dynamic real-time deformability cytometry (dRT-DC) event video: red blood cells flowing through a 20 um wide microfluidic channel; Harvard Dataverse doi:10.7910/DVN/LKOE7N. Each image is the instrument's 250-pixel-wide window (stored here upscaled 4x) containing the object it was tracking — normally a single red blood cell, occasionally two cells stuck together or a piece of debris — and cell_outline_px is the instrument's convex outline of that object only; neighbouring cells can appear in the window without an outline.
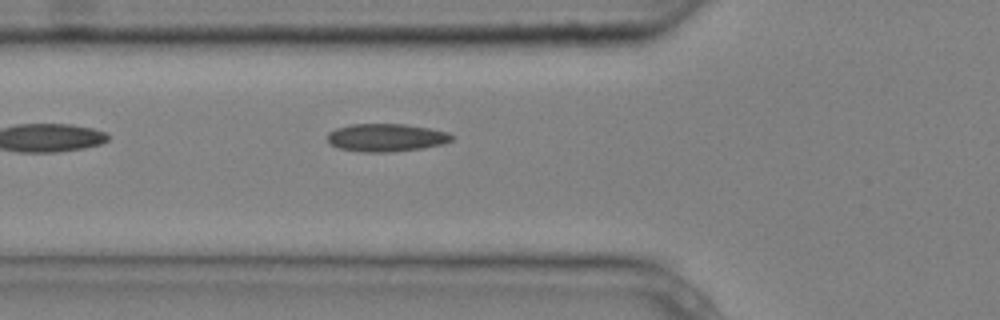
{"species": "common noctule bat (a hibernating species)", "species_latin": "Nyctalus noctula", "temperature_condition": "cold", "stored_images_in_passage": 5, "camera_frame_rate_fps": 3000, "um_per_image_px": 0.085, "animal": {"sex": "male", "body_mass_g": 20.4}, "frame": {"image": 1, "passage_image": 5, "time_ms": 1.333, "image_size_px": [1000, 320], "cell_outline_px": [[456, 136], [452, 140], [444, 144], [420, 148], [392, 152], [364, 152], [340, 148], [332, 144], [328, 140], [328, 132], [336, 128], [352, 124], [404, 124], [428, 128], [448, 132]], "centroid_in_image_um": [32.86, 11.69], "position_along_channel_um": 92.9, "area_um2": 20.11}}